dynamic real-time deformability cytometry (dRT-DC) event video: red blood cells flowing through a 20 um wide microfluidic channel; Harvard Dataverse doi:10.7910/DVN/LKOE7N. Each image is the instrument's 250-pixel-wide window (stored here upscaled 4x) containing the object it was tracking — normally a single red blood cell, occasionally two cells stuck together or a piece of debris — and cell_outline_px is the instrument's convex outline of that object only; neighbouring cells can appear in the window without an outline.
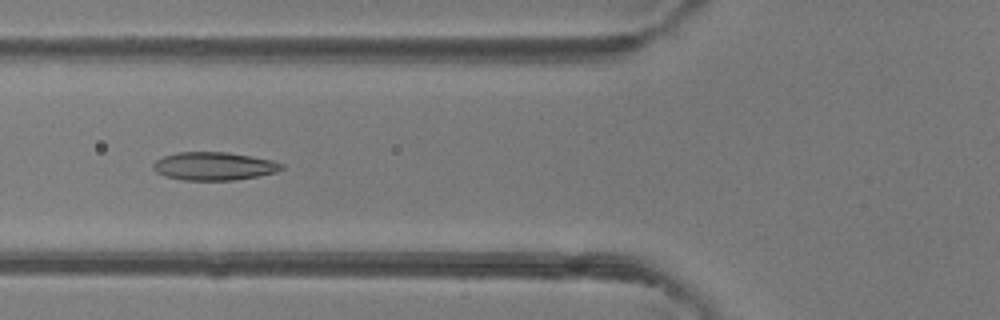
{"species": "common noctule bat (a hibernating species)", "species_latin": "Nyctalus noctula", "temperature_condition": "room temperature", "stored_images_in_passage": 49, "camera_frame_rate_fps": 3000, "um_per_image_px": 0.085, "animal": {"sex": "female"}, "frame": {"image": 1, "passage_image": 19, "time_ms": 6.0, "image_size_px": [1000, 320], "cell_outline_px": [[284, 168], [276, 172], [256, 176], [232, 180], [184, 180], [164, 176], [156, 172], [152, 168], [152, 164], [156, 160], [164, 156], [176, 152], [228, 152], [252, 156], [272, 160], [284, 164]], "centroid_in_image_um": [18.17, 14.11], "position_along_channel_um": 107.6, "area_um2": 21.1}}
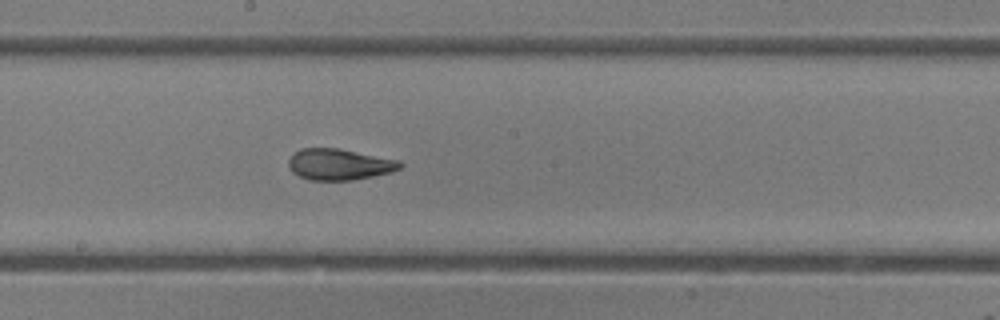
{"frame": {"image": 2, "passage_image": 27, "time_ms": 8.667, "image_size_px": [1000, 320], "cell_outline_px": [[404, 164], [400, 168], [392, 172], [352, 180], [312, 180], [300, 176], [292, 172], [288, 164], [288, 160], [292, 152], [300, 148], [336, 148], [400, 160]], "centroid_in_image_um": [28.83, 13.96], "position_along_channel_um": 219.4, "area_um2": 20.29}}
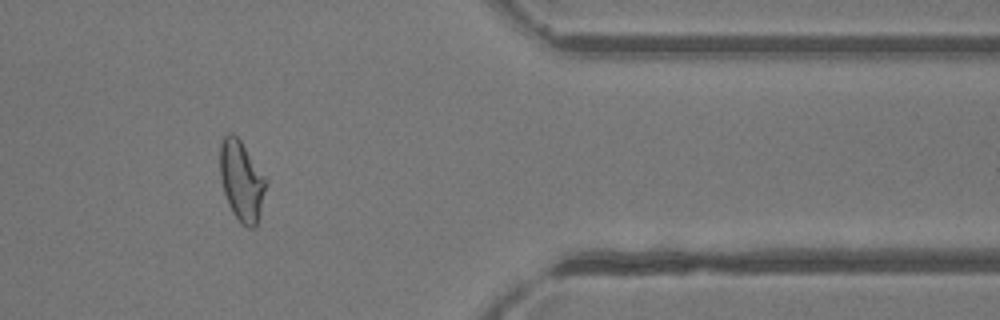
{"frame": {"image": 3, "passage_image": 41, "time_ms": 13.333, "image_size_px": [1000, 320], "cell_outline_px": [[268, 184], [256, 224], [252, 228], [248, 228], [240, 224], [232, 212], [228, 204], [224, 192], [220, 176], [220, 144], [224, 132], [232, 132], [240, 140], [268, 180]], "centroid_in_image_um": [20.53, 15.35], "position_along_channel_um": 390.9, "area_um2": 21.68}, "authors_computed_cell_mechanics": {"area_um2": 21.675, "velocity_mm_per_s": 4.1708, "shape_relaxation_time_tau1_ms": 7.6248, "shape_relaxation_time_tau2_ms": 1.6061, "deformation_change_tau1": 0.2118, "deformation_change_tau2": 0.0871}}